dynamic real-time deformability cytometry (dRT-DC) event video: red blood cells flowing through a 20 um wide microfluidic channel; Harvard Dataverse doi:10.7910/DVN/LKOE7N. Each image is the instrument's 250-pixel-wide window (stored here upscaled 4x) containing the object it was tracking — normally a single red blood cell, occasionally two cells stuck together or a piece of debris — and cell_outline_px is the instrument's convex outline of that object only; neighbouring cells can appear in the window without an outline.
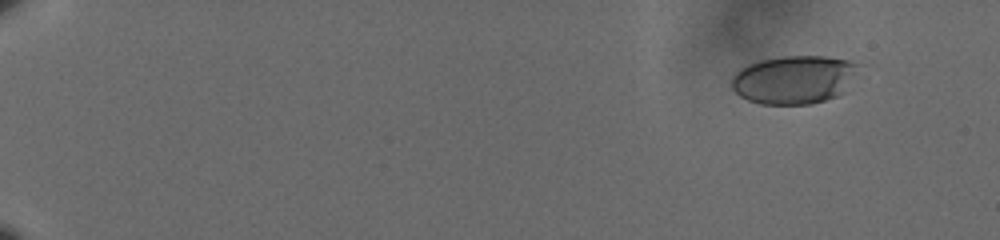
{"species": "human", "species_latin": "Homo sapiens", "temperature_condition": "cold", "stored_images_in_passage": 25, "camera_frame_rate_fps": 3000, "um_per_image_px": 0.085, "donor": {"sex": "male"}, "frame": {"image": 1, "passage_image": 3, "time_ms": 0.667, "image_size_px": [1000, 240], "cell_outline_px": [[864, 64], [848, 92], [812, 104], [760, 104], [748, 100], [740, 96], [732, 88], [732, 76], [740, 68], [748, 64], [760, 60], [784, 56], [824, 56], [848, 60]], "centroid_in_image_um": [67.6, 6.76], "position_along_channel_um": 17.4, "area_um2": 36.59}}
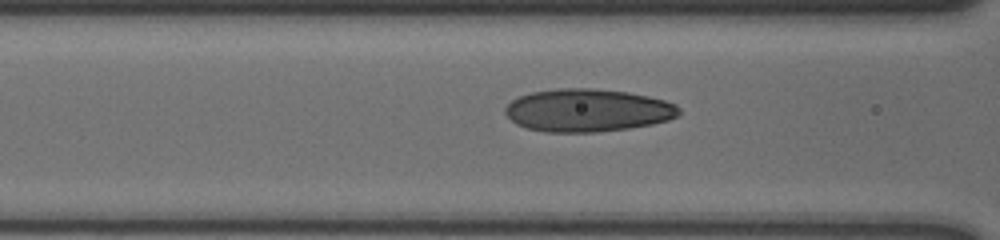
{"frame": {"image": 2, "passage_image": 16, "time_ms": 5.0, "image_size_px": [1000, 240], "cell_outline_px": [[680, 112], [676, 116], [668, 120], [652, 124], [628, 128], [596, 132], [544, 132], [528, 128], [516, 124], [504, 112], [504, 108], [512, 100], [520, 96], [532, 92], [556, 88], [592, 88], [628, 92], [648, 96], [664, 100], [676, 104], [680, 108]], "centroid_in_image_um": [49.94, 9.37], "position_along_channel_um": 116.7, "area_um2": 43.35}}
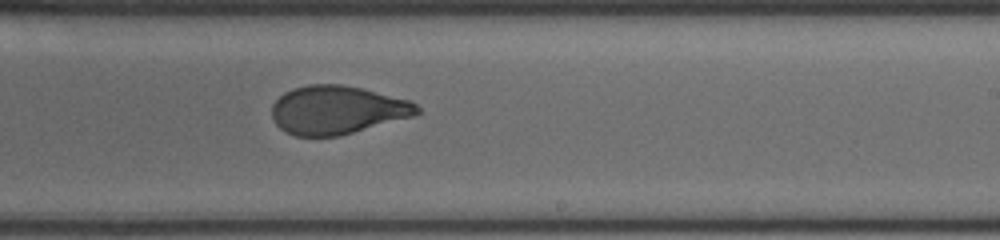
{"frame": {"image": 3, "passage_image": 25, "time_ms": 8.0, "image_size_px": [1000, 240], "cell_outline_px": [[420, 112], [412, 116], [340, 136], [296, 136], [280, 128], [272, 120], [272, 104], [284, 92], [292, 88], [308, 84], [340, 84], [360, 88], [408, 100], [416, 104], [420, 108]], "centroid_in_image_um": [28.62, 9.34], "position_along_channel_um": 260.4, "area_um2": 40.75}}